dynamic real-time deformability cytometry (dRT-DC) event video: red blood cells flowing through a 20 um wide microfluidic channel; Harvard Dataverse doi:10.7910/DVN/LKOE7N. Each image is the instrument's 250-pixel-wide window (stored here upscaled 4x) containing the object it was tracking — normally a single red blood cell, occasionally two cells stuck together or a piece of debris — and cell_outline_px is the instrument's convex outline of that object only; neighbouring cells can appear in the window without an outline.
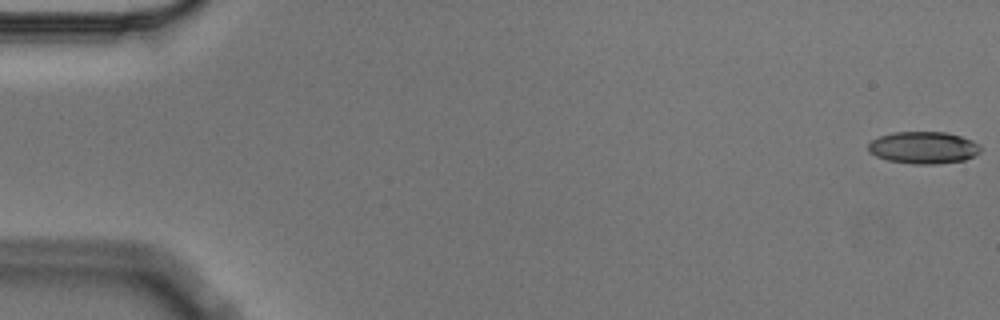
{"species": "Egyptian fruit bat (a non-hibernating species)", "species_latin": "Rousettus aegyptiacus", "temperature_condition": "cold", "stored_images_in_passage": 3, "camera_frame_rate_fps": 3000, "um_per_image_px": 0.085, "animal": {"sex": "male"}, "frame": {"image": 1, "passage_image": 1, "time_ms": 0.0, "image_size_px": [1000, 320], "cell_outline_px": [[980, 152], [964, 160], [936, 164], [912, 164], [888, 160], [876, 156], [868, 152], [868, 144], [872, 140], [880, 136], [892, 132], [944, 132], [960, 136], [972, 140], [980, 144]], "centroid_in_image_um": [78.48, 12.55], "position_along_channel_um": 6.5, "area_um2": 20.98}}